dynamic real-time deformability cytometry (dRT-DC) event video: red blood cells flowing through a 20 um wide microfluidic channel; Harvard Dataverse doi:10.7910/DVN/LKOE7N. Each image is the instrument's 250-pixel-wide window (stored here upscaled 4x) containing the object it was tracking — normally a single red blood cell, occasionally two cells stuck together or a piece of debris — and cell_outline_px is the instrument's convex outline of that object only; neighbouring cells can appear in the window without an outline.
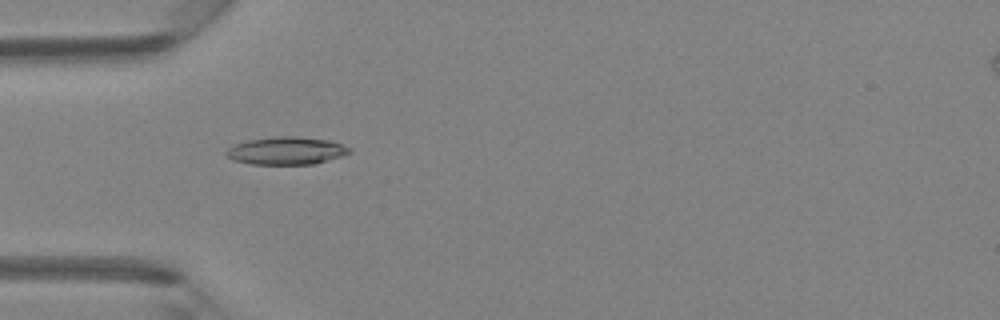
{"species": "Egyptian fruit bat (a non-hibernating species)", "species_latin": "Rousettus aegyptiacus", "temperature_condition": "room temperature", "stored_images_in_passage": 46, "camera_frame_rate_fps": 3000, "um_per_image_px": 0.085, "animal": {"sex": "female"}, "frame": {"image": 1, "passage_image": 15, "time_ms": 4.667, "image_size_px": [1000, 320], "cell_outline_px": [[352, 152], [344, 156], [312, 164], [252, 164], [232, 160], [224, 152], [232, 144], [248, 140], [276, 136], [296, 136], [328, 140], [352, 148]], "centroid_in_image_um": [24.33, 12.81], "position_along_channel_um": 60.7, "area_um2": 20.0}}
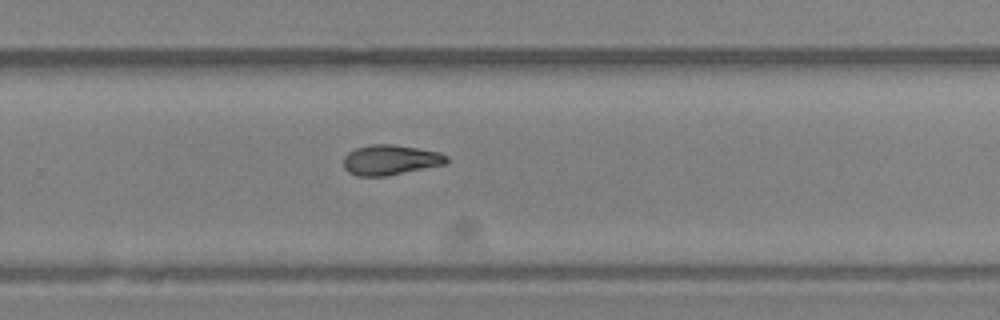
{"frame": {"image": 2, "passage_image": 31, "time_ms": 10.0, "image_size_px": [1000, 320], "cell_outline_px": [[448, 164], [388, 176], [356, 176], [348, 172], [344, 168], [344, 156], [348, 152], [356, 148], [372, 144], [392, 144], [440, 152], [448, 156]], "centroid_in_image_um": [33.2, 13.6], "position_along_channel_um": 296.6, "area_um2": 18.32}}
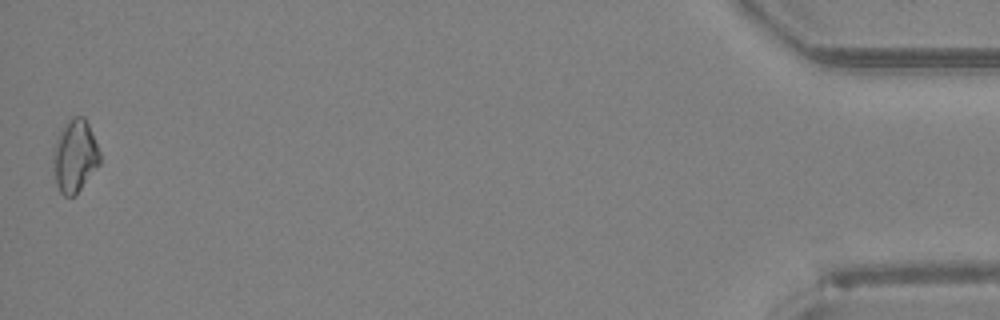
{"frame": {"image": 3, "passage_image": 46, "time_ms": 15.0, "image_size_px": [1000, 320], "cell_outline_px": [[100, 164], [80, 188], [72, 196], [64, 196], [60, 192], [56, 184], [52, 168], [52, 148], [60, 128], [72, 116], [84, 116], [88, 124], [100, 152]], "centroid_in_image_um": [6.31, 13.23], "position_along_channel_um": 428.9, "area_um2": 19.94}}